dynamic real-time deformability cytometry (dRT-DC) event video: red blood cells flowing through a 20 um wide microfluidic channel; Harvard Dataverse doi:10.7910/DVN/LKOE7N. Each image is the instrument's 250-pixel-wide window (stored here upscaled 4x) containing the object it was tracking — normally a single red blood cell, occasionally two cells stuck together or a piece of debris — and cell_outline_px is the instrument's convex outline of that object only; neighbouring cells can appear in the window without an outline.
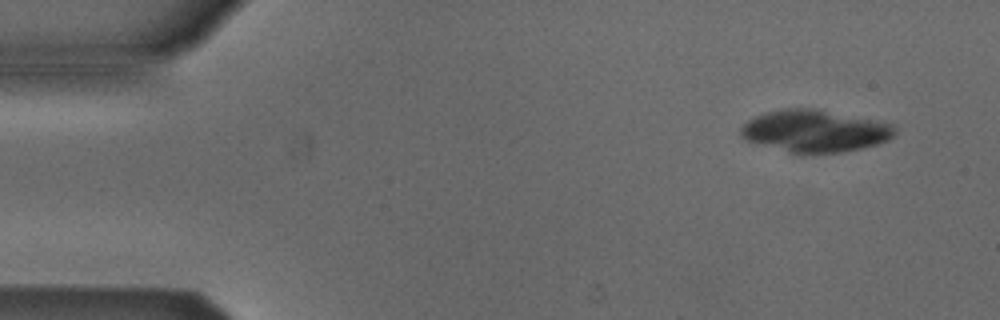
{"species": "Egyptian fruit bat (a non-hibernating species)", "species_latin": "Rousettus aegyptiacus", "temperature_condition": "cold", "stored_images_in_passage": 5, "camera_frame_rate_fps": 3000, "um_per_image_px": 0.085, "animal": {"sex": "male"}, "frame": {"image": 1, "passage_image": 2, "time_ms": 1.0, "image_size_px": [1000, 320], "cell_outline_px": [[896, 132], [888, 140], [864, 148], [844, 152], [804, 156], [800, 156], [744, 140], [740, 136], [740, 128], [748, 120], [764, 112], [788, 108], [812, 108], [892, 124], [896, 128]], "centroid_in_image_um": [69.21, 11.18], "position_along_channel_um": 15.8, "area_um2": 38.32}}